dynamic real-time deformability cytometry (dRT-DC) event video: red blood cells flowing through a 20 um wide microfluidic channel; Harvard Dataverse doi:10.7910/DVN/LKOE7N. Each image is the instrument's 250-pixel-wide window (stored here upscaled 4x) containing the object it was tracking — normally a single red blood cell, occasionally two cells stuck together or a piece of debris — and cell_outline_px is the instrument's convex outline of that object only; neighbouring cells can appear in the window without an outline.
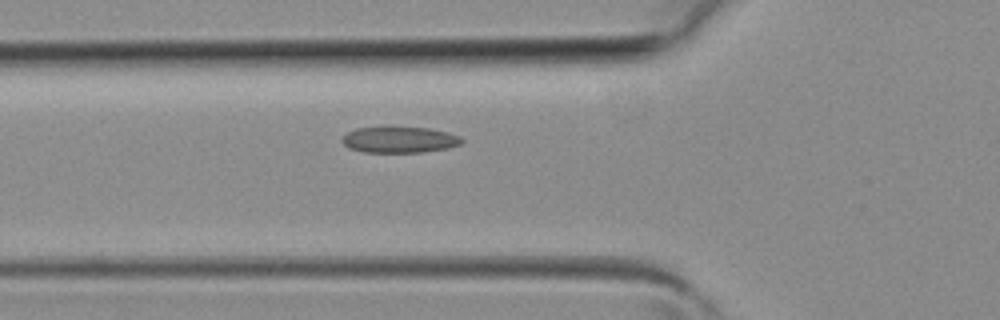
{"species": "common noctule bat (a hibernating species)", "species_latin": "Nyctalus noctula", "temperature_condition": "room temperature", "stored_images_in_passage": 5, "camera_frame_rate_fps": 3000, "um_per_image_px": 0.085, "animal": {"sex": "female", "body_mass_g": 19.3, "forearm_length_mm": 54.1}, "frame": {"image": 1, "passage_image": 5, "time_ms": 1.333, "image_size_px": [1000, 320], "cell_outline_px": [[464, 140], [460, 144], [448, 148], [424, 152], [364, 152], [348, 148], [340, 140], [348, 132], [356, 128], [384, 124], [392, 124], [428, 128], [448, 132], [460, 136]], "centroid_in_image_um": [33.92, 11.82], "position_along_channel_um": 91.9, "area_um2": 19.13}}